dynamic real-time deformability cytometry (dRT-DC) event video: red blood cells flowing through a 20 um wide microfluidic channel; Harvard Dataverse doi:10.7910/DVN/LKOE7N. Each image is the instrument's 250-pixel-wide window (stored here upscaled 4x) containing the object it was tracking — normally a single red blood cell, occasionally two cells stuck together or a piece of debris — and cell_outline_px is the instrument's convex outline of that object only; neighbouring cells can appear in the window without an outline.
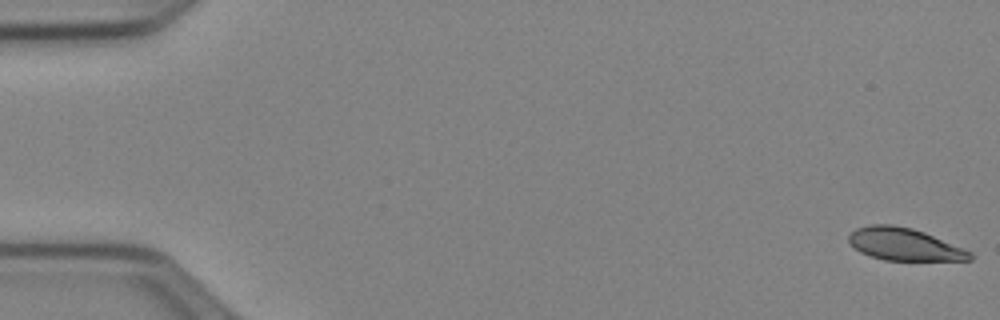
{"species": "Egyptian fruit bat (a non-hibernating species)", "species_latin": "Rousettus aegyptiacus", "temperature_condition": "cold", "stored_images_in_passage": 52, "camera_frame_rate_fps": 3000, "um_per_image_px": 0.085, "animal": {"sex": "female"}, "frame": {"image": 1, "passage_image": 1, "time_ms": 0.0, "image_size_px": [1000, 320], "cell_outline_px": [[972, 260], [884, 260], [860, 252], [848, 240], [848, 236], [856, 228], [868, 224], [892, 224], [912, 228], [924, 232], [972, 252]], "centroid_in_image_um": [76.85, 20.75], "position_along_channel_um": 8.2, "area_um2": 22.66}}
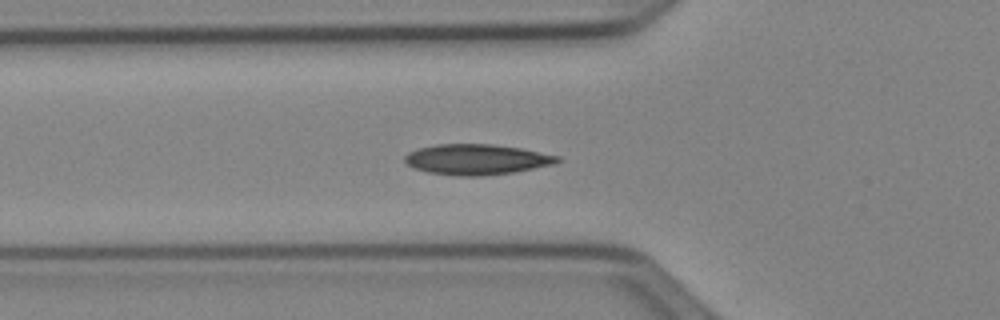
{"frame": {"image": 2, "passage_image": 19, "time_ms": 6.0, "image_size_px": [1000, 320], "cell_outline_px": [[560, 160], [556, 164], [512, 172], [480, 176], [460, 176], [428, 172], [412, 168], [404, 160], [404, 156], [408, 152], [420, 148], [436, 144], [492, 144], [520, 148], [560, 156]], "centroid_in_image_um": [40.5, 13.55], "position_along_channel_um": 85.3, "area_um2": 27.05}}
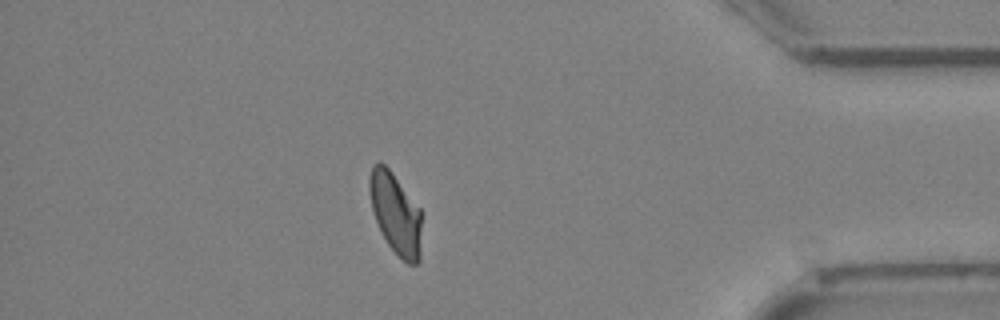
{"frame": {"image": 3, "passage_image": 46, "time_ms": 15.0, "image_size_px": [1000, 320], "cell_outline_px": [[420, 260], [416, 264], [408, 264], [388, 244], [376, 220], [372, 208], [368, 188], [368, 180], [372, 168], [380, 160], [388, 168], [420, 208]], "centroid_in_image_um": [33.61, 18.13], "position_along_channel_um": 401.6, "area_um2": 24.1}, "authors_computed_cell_mechanics": {"area_um2": 24.9407, "velocity_mm_per_s": 3.923, "shape_relaxation_time_tau1_ms": 5.084, "shape_relaxation_time_tau2_ms": 2.383, "deformation_change_tau1": 0.1275, "deformation_change_tau2": 0.0608}}